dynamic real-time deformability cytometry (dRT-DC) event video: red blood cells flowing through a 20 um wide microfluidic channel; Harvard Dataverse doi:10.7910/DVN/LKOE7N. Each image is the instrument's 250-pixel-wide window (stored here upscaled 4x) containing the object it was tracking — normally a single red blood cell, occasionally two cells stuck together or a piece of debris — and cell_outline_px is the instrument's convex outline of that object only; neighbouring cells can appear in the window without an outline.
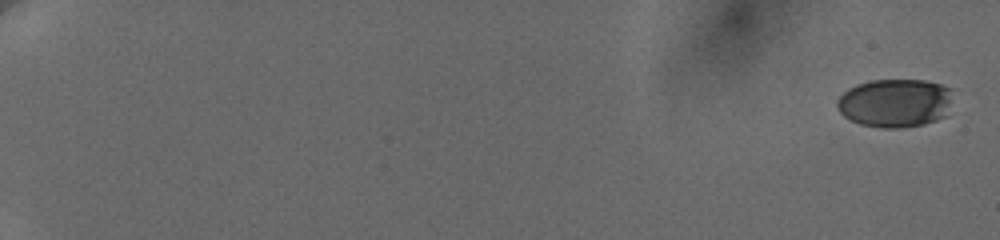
{"species": "human", "species_latin": "Homo sapiens", "temperature_condition": "cold", "stored_images_in_passage": 11, "camera_frame_rate_fps": 3000, "um_per_image_px": 0.085, "donor": {"sex": "female"}, "frame": {"image": 1, "passage_image": 1, "time_ms": 0.0, "image_size_px": [1000, 240], "cell_outline_px": [[952, 88], [944, 116], [936, 120], [924, 124], [900, 128], [884, 128], [860, 124], [844, 116], [840, 112], [836, 104], [836, 100], [848, 88], [856, 84], [872, 80], [924, 80], [940, 84]], "centroid_in_image_um": [76.03, 8.74], "position_along_channel_um": 9.0, "area_um2": 32.48}}
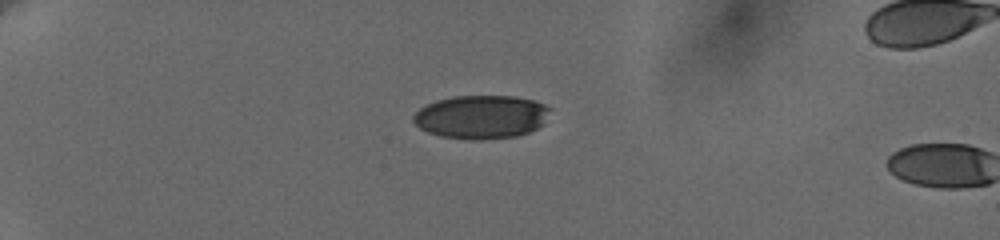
{"frame": {"image": 2, "passage_image": 10, "time_ms": 5.667, "image_size_px": [1000, 240], "cell_outline_px": [[552, 108], [544, 124], [528, 132], [516, 136], [480, 140], [472, 140], [440, 136], [428, 132], [420, 128], [412, 120], [412, 116], [420, 108], [436, 100], [452, 96], [512, 96], [532, 100], [544, 104]], "centroid_in_image_um": [40.91, 9.94], "position_along_channel_um": 44.1, "area_um2": 34.74}}